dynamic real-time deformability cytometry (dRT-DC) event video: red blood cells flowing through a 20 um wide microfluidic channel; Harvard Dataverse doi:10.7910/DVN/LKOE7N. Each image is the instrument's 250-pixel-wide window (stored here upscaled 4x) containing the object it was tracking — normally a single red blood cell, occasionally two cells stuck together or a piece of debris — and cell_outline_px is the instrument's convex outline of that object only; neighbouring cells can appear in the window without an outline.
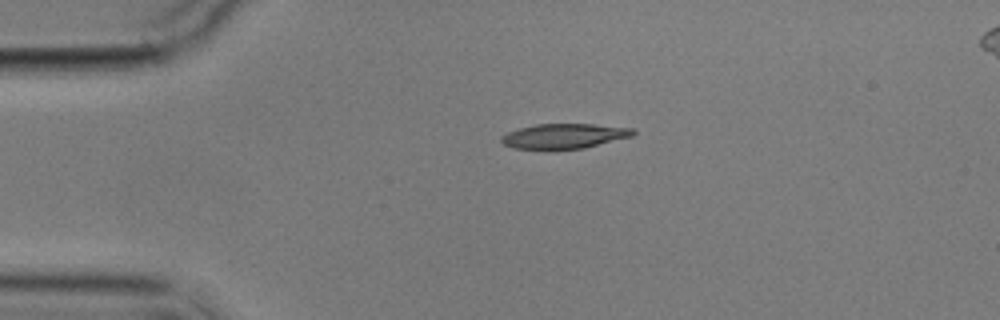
{"species": "common noctule bat (a hibernating species)", "species_latin": "Nyctalus noctula", "temperature_condition": "cold", "stored_images_in_passage": 3, "segment_of_instrument_passage": [1, 2], "camera_frame_rate_fps": 3000, "um_per_image_px": 0.085, "animal": {"sex": "male", "body_mass_g": 17.9}, "frame": {"image": 1, "passage_image": 1, "time_ms": 0.0, "image_size_px": [1000, 320], "cell_outline_px": [[636, 132], [632, 136], [584, 148], [512, 148], [504, 144], [500, 140], [500, 136], [508, 132], [520, 128], [536, 124], [592, 124], [636, 128]], "centroid_in_image_um": [47.98, 11.54], "position_along_channel_um": 37.0, "area_um2": 18.84}}